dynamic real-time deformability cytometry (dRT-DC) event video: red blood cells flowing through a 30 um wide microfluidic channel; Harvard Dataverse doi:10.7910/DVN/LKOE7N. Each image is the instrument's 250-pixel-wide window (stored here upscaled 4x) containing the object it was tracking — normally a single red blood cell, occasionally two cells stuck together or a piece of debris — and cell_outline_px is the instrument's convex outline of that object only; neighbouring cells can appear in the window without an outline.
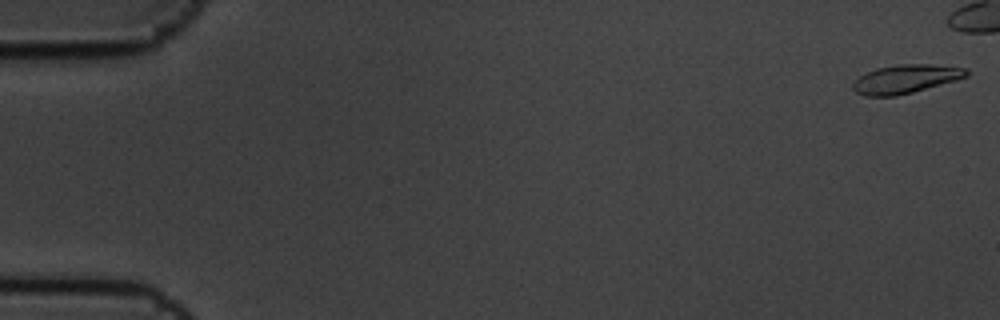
{"species": "common noctule bat (a hibernating species)", "species_latin": "Nyctalus noctula", "temperature_condition": "cold", "stored_images_in_passage": 6, "camera_frame_rate_fps": 3000, "um_per_image_px": 0.085, "animal": {"sex": "male", "body_mass_g": 19.5, "forearm_length_mm": 54.6}, "frame": {"image": 1, "passage_image": 1, "time_ms": 0.0, "image_size_px": [1000, 320], "cell_outline_px": [[968, 76], [956, 80], [912, 92], [896, 96], [864, 96], [856, 92], [852, 88], [852, 84], [860, 76], [876, 68], [900, 64], [932, 64], [968, 68]], "centroid_in_image_um": [76.99, 6.71], "position_along_channel_um": 8.0, "area_um2": 18.84}}